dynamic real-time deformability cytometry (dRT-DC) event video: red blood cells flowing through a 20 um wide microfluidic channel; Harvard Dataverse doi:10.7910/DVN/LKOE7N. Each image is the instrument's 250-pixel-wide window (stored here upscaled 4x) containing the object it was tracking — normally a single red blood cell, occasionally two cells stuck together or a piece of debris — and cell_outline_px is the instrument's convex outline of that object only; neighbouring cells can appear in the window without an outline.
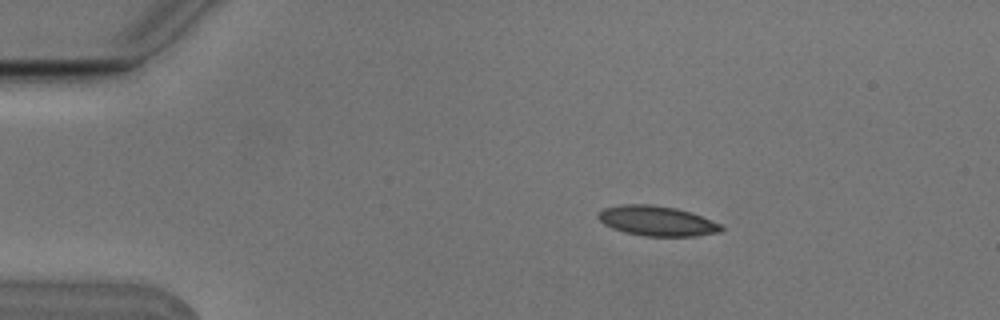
{"species": "Egyptian fruit bat (a non-hibernating species)", "species_latin": "Rousettus aegyptiacus", "temperature_condition": "cold", "stored_images_in_passage": 2, "camera_frame_rate_fps": 3000, "um_per_image_px": 0.085, "animal": {"sex": "male"}, "frame": {"image": 1, "passage_image": 1, "time_ms": 0.0, "image_size_px": [1000, 320], "cell_outline_px": [[724, 228], [720, 232], [696, 236], [644, 236], [624, 232], [612, 228], [604, 224], [596, 216], [596, 212], [604, 208], [620, 204], [648, 204], [676, 208], [700, 216], [720, 224]], "centroid_in_image_um": [55.78, 18.78], "position_along_channel_um": 29.2, "area_um2": 21.44}}